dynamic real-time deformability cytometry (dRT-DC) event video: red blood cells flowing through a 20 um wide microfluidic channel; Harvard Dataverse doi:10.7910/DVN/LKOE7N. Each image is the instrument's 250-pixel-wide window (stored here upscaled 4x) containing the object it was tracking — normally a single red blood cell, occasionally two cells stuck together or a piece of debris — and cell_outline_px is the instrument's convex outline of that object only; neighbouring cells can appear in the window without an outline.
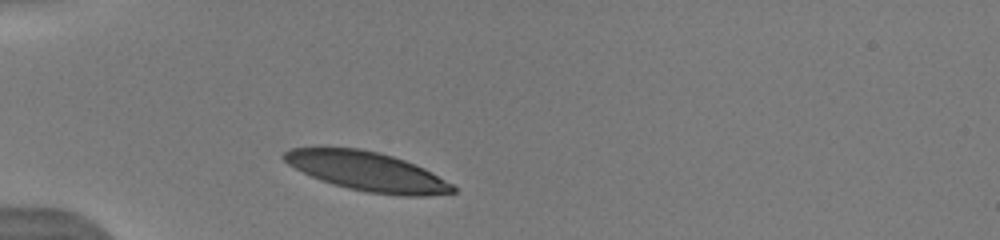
{"species": "human", "species_latin": "Homo sapiens", "temperature_condition": "warm", "stored_images_in_passage": 16, "camera_frame_rate_fps": 3000, "um_per_image_px": 0.085, "donor": {"sex": "male"}, "frame": {"image": 1, "passage_image": 3, "time_ms": 1.0, "image_size_px": [1000, 240], "cell_outline_px": [[456, 192], [424, 196], [400, 196], [368, 192], [348, 188], [332, 184], [320, 180], [288, 164], [280, 156], [284, 152], [292, 148], [360, 148], [380, 152], [404, 160], [424, 168], [432, 172], [452, 184], [456, 188]], "centroid_in_image_um": [31.23, 14.57], "position_along_channel_um": 53.8, "area_um2": 38.26}}